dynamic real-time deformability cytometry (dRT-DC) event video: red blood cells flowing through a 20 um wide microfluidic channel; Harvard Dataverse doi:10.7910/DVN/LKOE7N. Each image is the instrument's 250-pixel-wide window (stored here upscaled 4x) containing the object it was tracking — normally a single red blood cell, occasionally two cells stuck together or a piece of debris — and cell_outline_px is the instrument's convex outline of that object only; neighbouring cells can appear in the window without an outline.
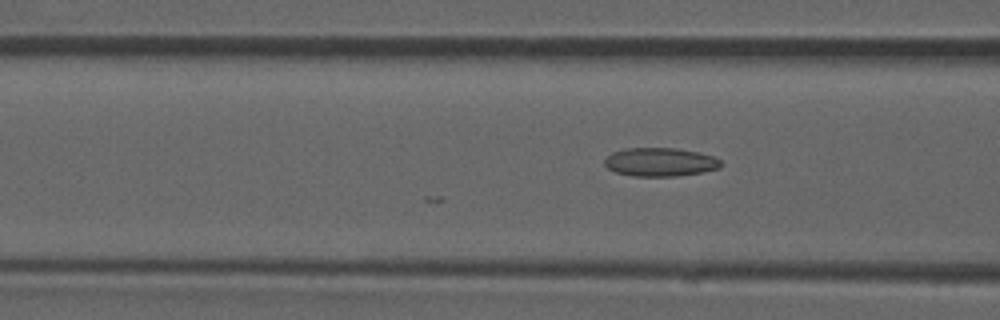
{"species": "common noctule bat (a hibernating species)", "species_latin": "Nyctalus noctula", "temperature_condition": "room temperature", "stored_images_in_passage": 19, "camera_frame_rate_fps": 3000, "um_per_image_px": 0.085, "animal": {"sex": "male", "forearm_length_mm": 52.5}, "frame": {"image": 1, "passage_image": 19, "time_ms": 6.0, "image_size_px": [1000, 320], "cell_outline_px": [[724, 164], [720, 168], [704, 172], [676, 176], [632, 176], [616, 172], [608, 168], [604, 164], [604, 160], [612, 152], [624, 148], [676, 148], [696, 152], [712, 156], [720, 160]], "centroid_in_image_um": [56.12, 13.78], "position_along_channel_um": 110.5, "area_um2": 19.42}}